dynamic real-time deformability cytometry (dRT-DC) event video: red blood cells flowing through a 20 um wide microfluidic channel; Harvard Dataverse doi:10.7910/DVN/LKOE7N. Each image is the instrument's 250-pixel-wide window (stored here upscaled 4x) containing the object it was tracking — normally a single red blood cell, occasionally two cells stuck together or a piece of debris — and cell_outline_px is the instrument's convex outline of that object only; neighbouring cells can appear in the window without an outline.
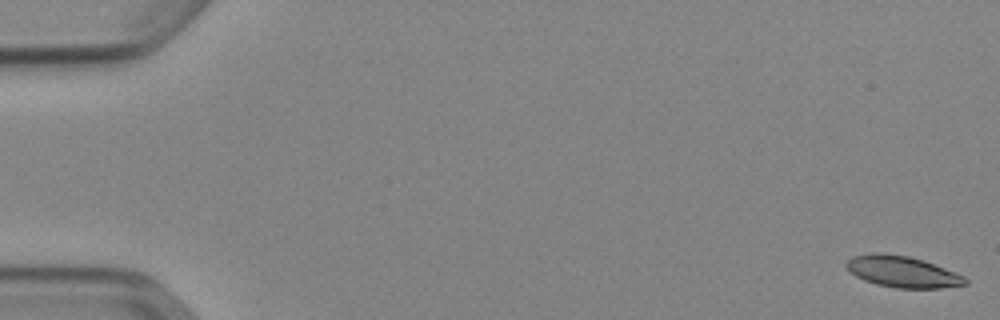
{"species": "Egyptian fruit bat (a non-hibernating species)", "species_latin": "Rousettus aegyptiacus", "temperature_condition": "cold", "stored_images_in_passage": 16, "camera_frame_rate_fps": 3000, "um_per_image_px": 0.085, "animal": {"sex": "female"}, "frame": {"image": 1, "passage_image": 1, "time_ms": 0.0, "image_size_px": [1000, 320], "cell_outline_px": [[968, 284], [940, 288], [896, 288], [876, 284], [864, 280], [856, 276], [844, 264], [852, 256], [872, 252], [880, 252], [908, 256], [924, 260], [964, 276], [968, 280]], "centroid_in_image_um": [76.69, 23.09], "position_along_channel_um": 8.3, "area_um2": 21.68}}
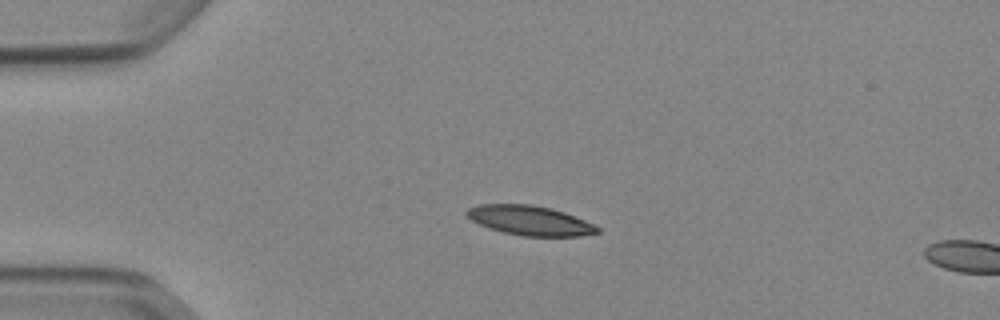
{"frame": {"image": 2, "passage_image": 13, "time_ms": 4.0, "image_size_px": [1000, 320], "cell_outline_px": [[600, 232], [580, 236], [524, 236], [504, 232], [488, 228], [472, 220], [464, 212], [468, 208], [480, 204], [532, 204], [552, 208], [564, 212], [584, 220], [600, 228]], "centroid_in_image_um": [45.03, 18.73], "position_along_channel_um": 40.0, "area_um2": 22.43}}